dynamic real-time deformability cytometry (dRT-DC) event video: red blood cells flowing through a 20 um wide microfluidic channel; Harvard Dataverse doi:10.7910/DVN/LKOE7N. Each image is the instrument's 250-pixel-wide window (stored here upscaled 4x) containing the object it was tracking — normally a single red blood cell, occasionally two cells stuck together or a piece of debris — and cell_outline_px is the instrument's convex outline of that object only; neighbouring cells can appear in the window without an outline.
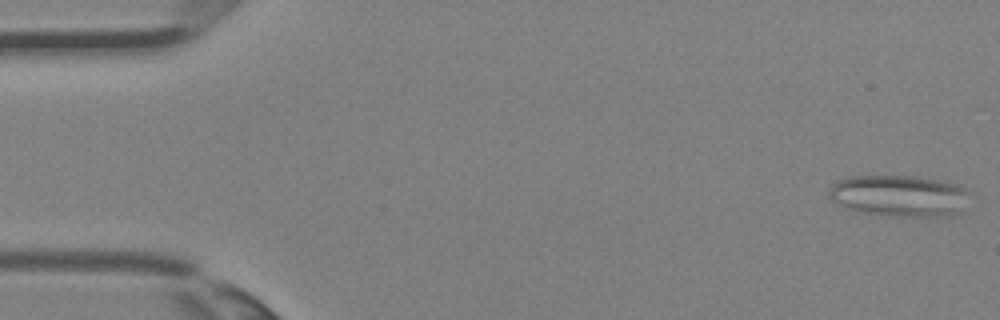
{"species": "Egyptian fruit bat (a non-hibernating species)", "species_latin": "Rousettus aegyptiacus", "temperature_condition": "room temperature", "stored_images_in_passage": 36, "camera_frame_rate_fps": 3000, "um_per_image_px": 0.085, "animal": {"sex": "female"}, "frame": {"image": 1, "passage_image": 1, "time_ms": 0.0, "image_size_px": [1000, 320], "cell_outline_px": [[968, 192], [960, 212], [948, 216], [888, 216], [860, 212], [848, 208], [832, 200], [828, 196], [828, 188], [836, 180], [848, 176], [916, 176], [940, 180], [956, 184], [964, 188]], "centroid_in_image_um": [76.37, 16.63], "position_along_channel_um": 8.6, "area_um2": 33.99}}
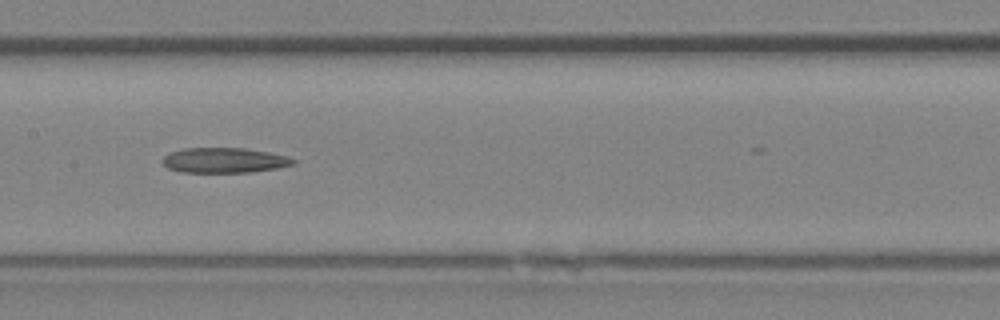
{"frame": {"image": 2, "passage_image": 18, "time_ms": 5.667, "image_size_px": [1000, 320], "cell_outline_px": [[296, 164], [276, 168], [248, 172], [180, 172], [168, 168], [160, 160], [164, 156], [172, 152], [184, 148], [244, 148], [268, 152], [288, 156], [296, 160]], "centroid_in_image_um": [19.06, 13.62], "position_along_channel_um": 188.3, "area_um2": 19.07}}
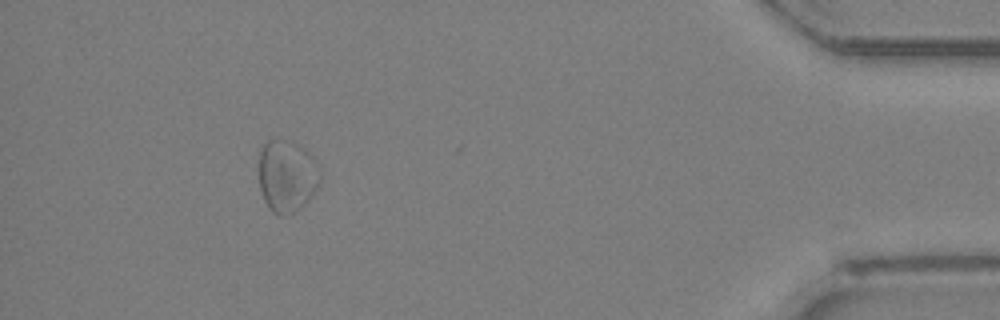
{"frame": {"image": 3, "passage_image": 33, "time_ms": 10.667, "image_size_px": [1000, 320], "cell_outline_px": [[320, 180], [312, 196], [304, 204], [292, 212], [280, 216], [272, 212], [268, 208], [264, 200], [260, 188], [260, 152], [264, 144], [268, 140], [288, 140], [304, 148], [312, 156], [320, 168]], "centroid_in_image_um": [24.4, 14.96], "position_along_channel_um": 410.8, "area_um2": 25.55}}